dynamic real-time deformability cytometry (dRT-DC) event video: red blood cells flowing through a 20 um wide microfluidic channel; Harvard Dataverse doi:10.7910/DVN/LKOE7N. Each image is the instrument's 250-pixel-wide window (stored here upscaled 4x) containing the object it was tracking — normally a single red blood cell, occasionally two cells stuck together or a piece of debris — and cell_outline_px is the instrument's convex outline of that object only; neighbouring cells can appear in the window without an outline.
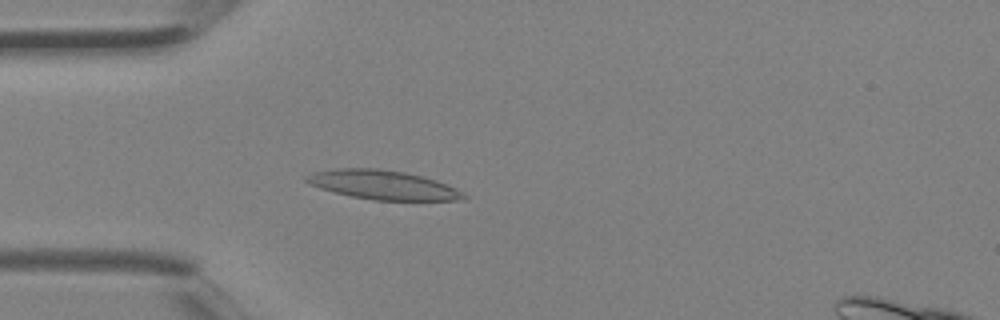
{"species": "Egyptian fruit bat (a non-hibernating species)", "species_latin": "Rousettus aegyptiacus", "temperature_condition": "room temperature", "stored_images_in_passage": 2, "camera_frame_rate_fps": 3000, "um_per_image_px": 0.085, "animal": {"sex": "female"}, "frame": {"image": 1, "passage_image": 2, "time_ms": 0.333, "image_size_px": [1000, 320], "cell_outline_px": [[468, 196], [464, 200], [372, 200], [352, 196], [320, 188], [304, 180], [304, 176], [312, 172], [336, 168], [376, 168], [404, 172], [436, 180], [456, 188], [464, 192]], "centroid_in_image_um": [32.56, 15.71], "position_along_channel_um": 52.4, "area_um2": 26.59}}